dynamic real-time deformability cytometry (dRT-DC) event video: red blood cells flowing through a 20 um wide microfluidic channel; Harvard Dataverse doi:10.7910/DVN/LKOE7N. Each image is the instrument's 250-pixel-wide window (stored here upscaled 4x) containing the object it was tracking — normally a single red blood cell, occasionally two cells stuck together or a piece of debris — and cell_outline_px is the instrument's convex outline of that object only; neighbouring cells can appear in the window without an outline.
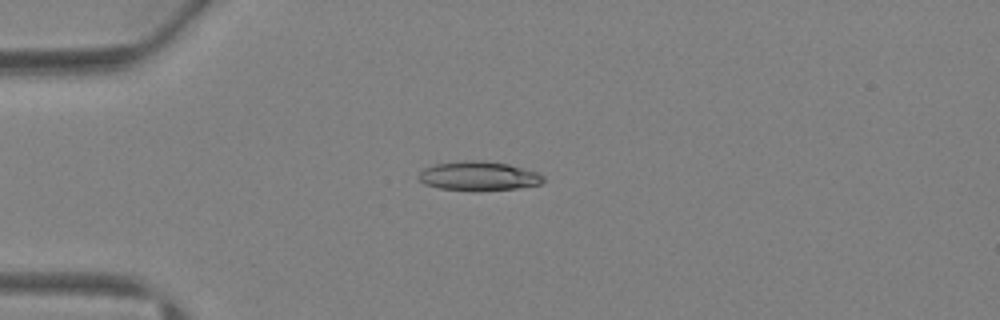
{"species": "Egyptian fruit bat (a non-hibernating species)", "species_latin": "Rousettus aegyptiacus", "temperature_condition": "warm", "stored_images_in_passage": 4, "camera_frame_rate_fps": 3000, "um_per_image_px": 0.085, "animal": {"sex": "female"}, "frame": {"image": 1, "passage_image": 3, "time_ms": 3.333, "image_size_px": [1000, 320], "cell_outline_px": [[544, 180], [540, 184], [516, 188], [476, 192], [440, 188], [424, 184], [416, 176], [424, 168], [436, 164], [464, 160], [480, 160], [508, 164], [536, 172], [544, 176]], "centroid_in_image_um": [40.65, 14.97], "position_along_channel_um": 44.4, "area_um2": 21.33}}